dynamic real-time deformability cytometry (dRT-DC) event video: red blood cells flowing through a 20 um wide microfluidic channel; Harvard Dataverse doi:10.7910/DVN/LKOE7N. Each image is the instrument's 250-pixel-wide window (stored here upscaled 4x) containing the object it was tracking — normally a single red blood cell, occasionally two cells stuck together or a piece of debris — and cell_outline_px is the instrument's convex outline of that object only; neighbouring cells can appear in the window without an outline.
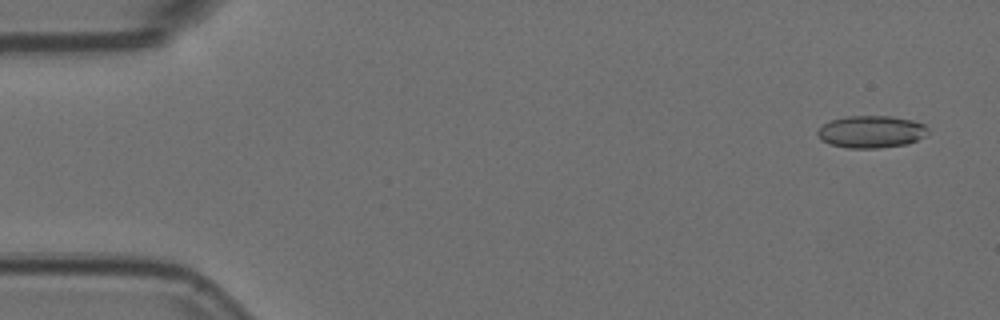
{"species": "Egyptian fruit bat (a non-hibernating species)", "species_latin": "Rousettus aegyptiacus", "temperature_condition": "room temperature", "stored_images_in_passage": 54, "camera_frame_rate_fps": 3000, "um_per_image_px": 0.085, "animal": {"sex": "female"}, "frame": {"image": 1, "passage_image": 3, "time_ms": 0.667, "image_size_px": [1000, 320], "cell_outline_px": [[928, 132], [924, 136], [908, 144], [876, 148], [848, 148], [828, 144], [816, 132], [824, 124], [832, 120], [848, 116], [892, 116], [912, 120], [924, 124], [928, 128]], "centroid_in_image_um": [74.08, 11.2], "position_along_channel_um": 10.9, "area_um2": 20.58}}
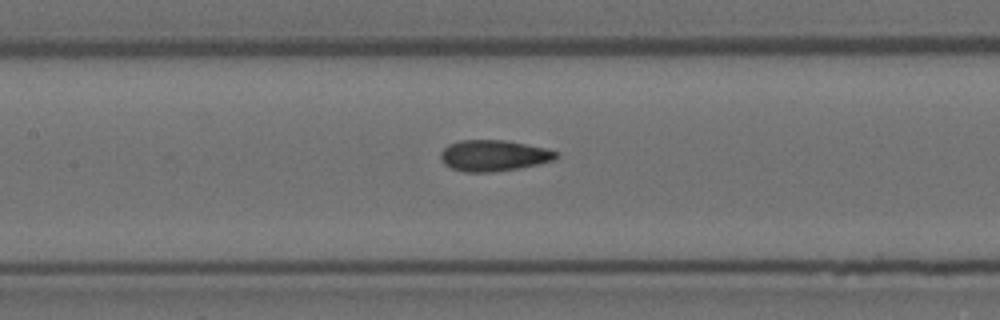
{"frame": {"image": 2, "passage_image": 25, "time_ms": 8.0, "image_size_px": [1000, 320], "cell_outline_px": [[560, 156], [552, 160], [520, 168], [492, 172], [464, 172], [452, 168], [444, 164], [440, 156], [440, 152], [448, 144], [460, 140], [508, 140], [548, 148], [560, 152]], "centroid_in_image_um": [41.99, 13.21], "position_along_channel_um": 165.4, "area_um2": 21.15}}
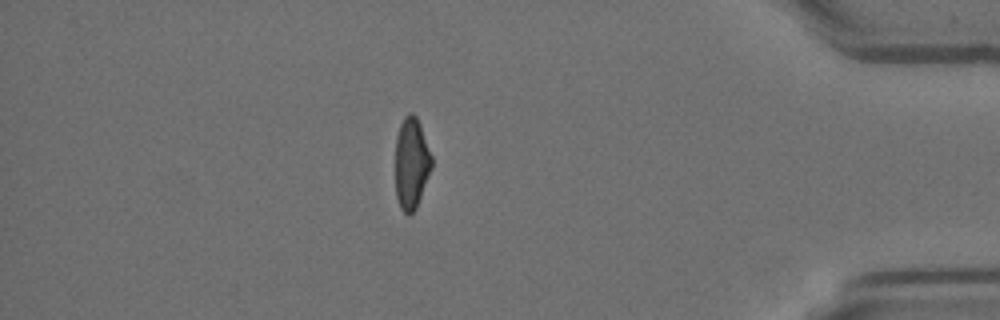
{"frame": {"image": 3, "passage_image": 47, "time_ms": 15.333, "image_size_px": [1000, 320], "cell_outline_px": [[432, 168], [416, 208], [408, 216], [400, 208], [396, 196], [396, 136], [400, 124], [404, 116], [408, 112], [412, 112], [416, 116], [420, 124], [432, 156]], "centroid_in_image_um": [34.97, 13.86], "position_along_channel_um": 400.2, "area_um2": 19.42}, "authors_computed_cell_mechanics": {"area_um2": 20.5479, "velocity_mm_per_s": 3.7707, "shape_relaxation_time_tau1_ms": null, "shape_relaxation_time_tau2_ms": 1.6967, "deformation_change_tau1": null, "deformation_change_tau2": 0.0857}}